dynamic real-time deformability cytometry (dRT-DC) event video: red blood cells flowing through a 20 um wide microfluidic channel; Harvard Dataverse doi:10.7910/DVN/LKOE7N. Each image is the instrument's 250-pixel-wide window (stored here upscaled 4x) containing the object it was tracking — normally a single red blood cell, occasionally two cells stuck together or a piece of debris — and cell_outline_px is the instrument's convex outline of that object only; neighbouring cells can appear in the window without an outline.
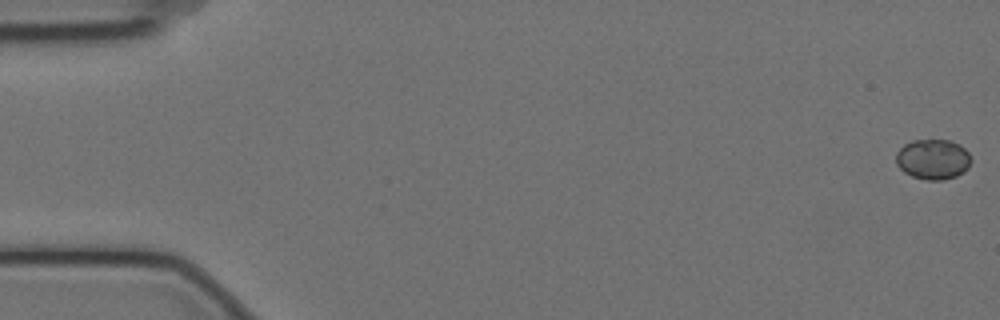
{"species": "Egyptian fruit bat (a non-hibernating species)", "species_latin": "Rousettus aegyptiacus", "temperature_condition": "cold", "stored_images_in_passage": 7, "camera_frame_rate_fps": 3000, "um_per_image_px": 0.085, "animal": {"sex": "female"}, "frame": {"image": 1, "passage_image": 1, "time_ms": 0.0, "image_size_px": [1000, 320], "cell_outline_px": [[972, 160], [968, 168], [964, 172], [956, 176], [944, 180], [924, 180], [912, 176], [904, 172], [896, 164], [896, 152], [904, 144], [912, 140], [948, 140], [960, 144], [968, 152]], "centroid_in_image_um": [79.31, 13.54], "position_along_channel_um": 5.7, "area_um2": 17.8}}
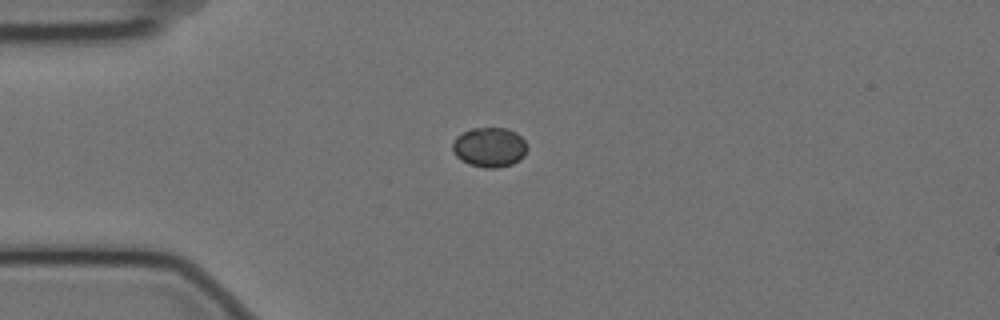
{"frame": {"image": 2, "passage_image": 5, "time_ms": 1.333, "image_size_px": [1000, 320], "cell_outline_px": [[528, 148], [524, 156], [520, 160], [512, 164], [496, 168], [484, 168], [468, 164], [460, 160], [452, 152], [452, 144], [456, 136], [472, 128], [508, 128], [516, 132], [524, 140]], "centroid_in_image_um": [41.6, 12.52], "position_along_channel_um": 43.4, "area_um2": 17.51}}
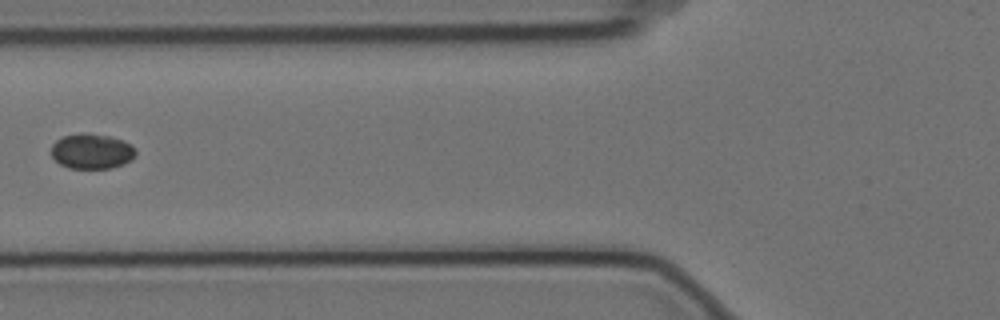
{"frame": {"image": 3, "passage_image": 7, "time_ms": 2.0, "image_size_px": [1000, 320], "cell_outline_px": [[136, 152], [124, 164], [112, 168], [68, 168], [60, 164], [52, 156], [52, 144], [56, 140], [64, 136], [84, 132], [108, 136], [132, 144], [136, 148]], "centroid_in_image_um": [7.78, 12.85], "position_along_channel_um": 118.0, "area_um2": 17.17}}